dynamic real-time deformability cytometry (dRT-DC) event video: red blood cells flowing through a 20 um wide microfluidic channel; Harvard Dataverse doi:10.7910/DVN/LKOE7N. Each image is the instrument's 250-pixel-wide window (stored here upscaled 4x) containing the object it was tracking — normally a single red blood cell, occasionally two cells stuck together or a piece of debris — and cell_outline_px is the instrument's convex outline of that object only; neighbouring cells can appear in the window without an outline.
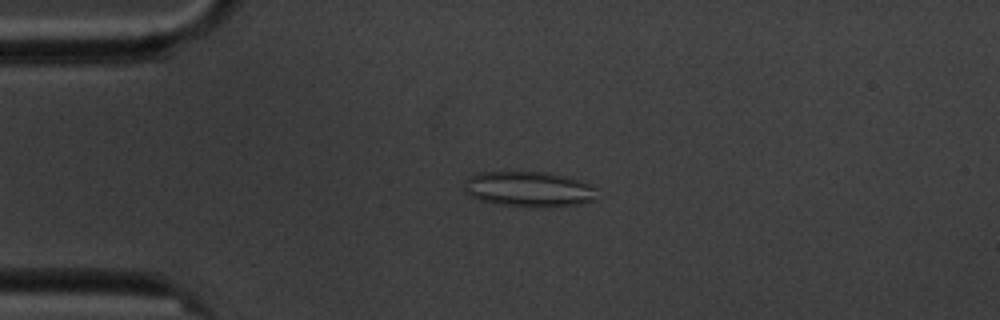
{"species": "common noctule bat (a hibernating species)", "species_latin": "Nyctalus noctula", "temperature_condition": "cold", "stored_images_in_passage": 5, "camera_frame_rate_fps": 3000, "um_per_image_px": 0.085, "animal": {"sex": "male", "body_mass_g": 20.1, "forearm_length_mm": 53.5}, "frame": {"image": 1, "passage_image": 4, "time_ms": 3.667, "image_size_px": [1000, 320], "cell_outline_px": [[596, 200], [580, 204], [544, 208], [536, 208], [504, 204], [480, 200], [464, 192], [464, 180], [468, 176], [480, 172], [540, 172], [564, 176], [580, 180], [596, 188]], "centroid_in_image_um": [44.96, 16.09], "position_along_channel_um": 40.0, "area_um2": 27.46}}